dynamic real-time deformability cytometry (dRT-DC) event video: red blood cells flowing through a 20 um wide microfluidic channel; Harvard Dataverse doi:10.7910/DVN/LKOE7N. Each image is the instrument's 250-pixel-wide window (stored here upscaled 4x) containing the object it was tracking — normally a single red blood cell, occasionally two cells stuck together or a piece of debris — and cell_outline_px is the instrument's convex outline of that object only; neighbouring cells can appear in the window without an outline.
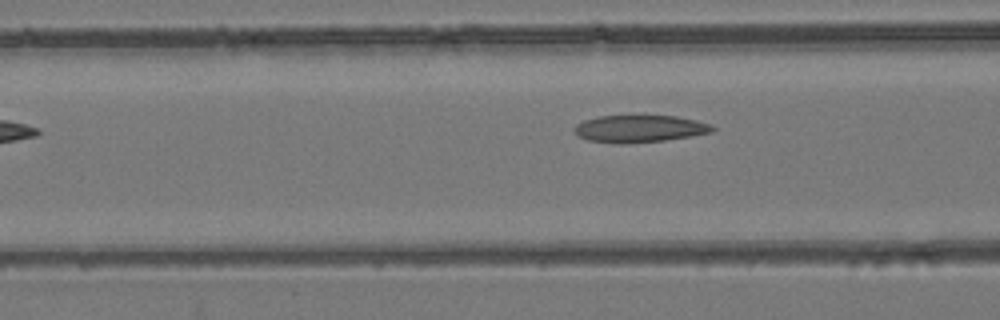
{"species": "common noctule bat (a hibernating species)", "species_latin": "Nyctalus noctula", "temperature_condition": "room temperature", "stored_images_in_passage": 6, "camera_frame_rate_fps": 3000, "um_per_image_px": 0.085, "animal": {"sex": "female", "body_mass_g": 24.6, "forearm_length_mm": 56.2}, "frame": {"image": 1, "passage_image": 6, "time_ms": 5.667, "image_size_px": [1000, 320], "cell_outline_px": [[716, 128], [712, 132], [692, 136], [664, 140], [620, 144], [616, 144], [588, 140], [576, 136], [572, 128], [576, 124], [584, 120], [600, 116], [676, 116], [696, 120], [708, 124]], "centroid_in_image_um": [54.31, 10.95], "position_along_channel_um": 112.3, "area_um2": 21.91}}